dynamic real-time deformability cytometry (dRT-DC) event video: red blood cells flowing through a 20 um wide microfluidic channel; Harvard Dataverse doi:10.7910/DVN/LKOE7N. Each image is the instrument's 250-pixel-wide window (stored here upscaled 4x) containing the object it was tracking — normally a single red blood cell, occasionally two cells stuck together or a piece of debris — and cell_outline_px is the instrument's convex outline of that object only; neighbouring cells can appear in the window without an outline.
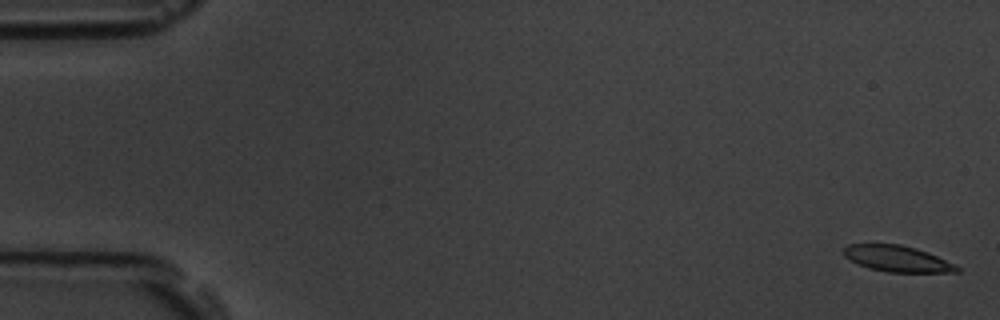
{"species": "common noctule bat (a hibernating species)", "species_latin": "Nyctalus noctula", "temperature_condition": "room temperature", "stored_images_in_passage": 6, "camera_frame_rate_fps": 3000, "um_per_image_px": 0.085, "animal": {"sex": "male", "body_mass_g": 19.5, "forearm_length_mm": 54.6}, "frame": {"image": 1, "passage_image": 1, "time_ms": 0.0, "image_size_px": [1000, 320], "cell_outline_px": [[960, 272], [888, 272], [868, 268], [844, 256], [844, 248], [848, 244], [900, 244], [916, 248], [928, 252], [956, 264], [960, 268]], "centroid_in_image_um": [76.31, 21.99], "position_along_channel_um": 8.7, "area_um2": 17.17}}
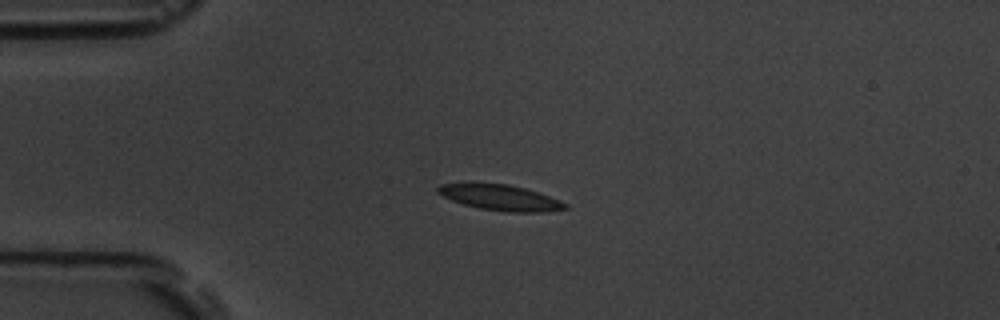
{"frame": {"image": 2, "passage_image": 4, "time_ms": 4.333, "image_size_px": [1000, 320], "cell_outline_px": [[568, 208], [544, 212], [504, 212], [480, 208], [464, 204], [452, 200], [436, 192], [436, 188], [440, 184], [468, 180], [472, 180], [508, 184], [540, 192], [560, 200], [568, 204]], "centroid_in_image_um": [42.46, 16.74], "position_along_channel_um": 42.5, "area_um2": 19.88}}